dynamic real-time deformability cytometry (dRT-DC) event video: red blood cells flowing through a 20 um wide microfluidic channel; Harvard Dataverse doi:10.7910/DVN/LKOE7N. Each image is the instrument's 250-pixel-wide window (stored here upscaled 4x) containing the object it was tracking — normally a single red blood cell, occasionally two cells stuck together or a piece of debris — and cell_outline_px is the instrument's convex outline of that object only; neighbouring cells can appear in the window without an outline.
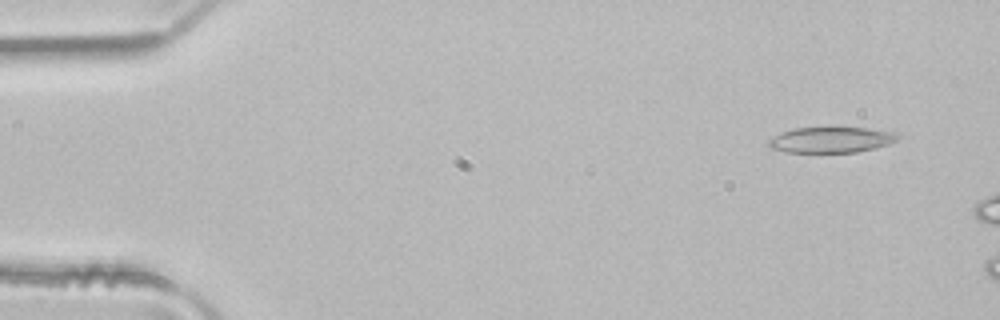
{"species": "common noctule bat (a hibernating species)", "species_latin": "Nyctalus noctula", "temperature_condition": "room temperature", "stored_images_in_passage": 3, "camera_frame_rate_fps": 3000, "um_per_image_px": 0.085, "animal": {"sex": "male", "body_mass_g": 21.5, "forearm_length_mm": 52.0}, "frame": {"image": 1, "passage_image": 1, "time_ms": 0.0, "image_size_px": [1000, 320], "cell_outline_px": [[900, 140], [876, 148], [856, 152], [788, 152], [772, 148], [768, 144], [768, 140], [792, 128], [868, 128], [892, 132], [900, 136]], "centroid_in_image_um": [70.7, 11.89], "position_along_channel_um": 14.3, "area_um2": 19.07}}